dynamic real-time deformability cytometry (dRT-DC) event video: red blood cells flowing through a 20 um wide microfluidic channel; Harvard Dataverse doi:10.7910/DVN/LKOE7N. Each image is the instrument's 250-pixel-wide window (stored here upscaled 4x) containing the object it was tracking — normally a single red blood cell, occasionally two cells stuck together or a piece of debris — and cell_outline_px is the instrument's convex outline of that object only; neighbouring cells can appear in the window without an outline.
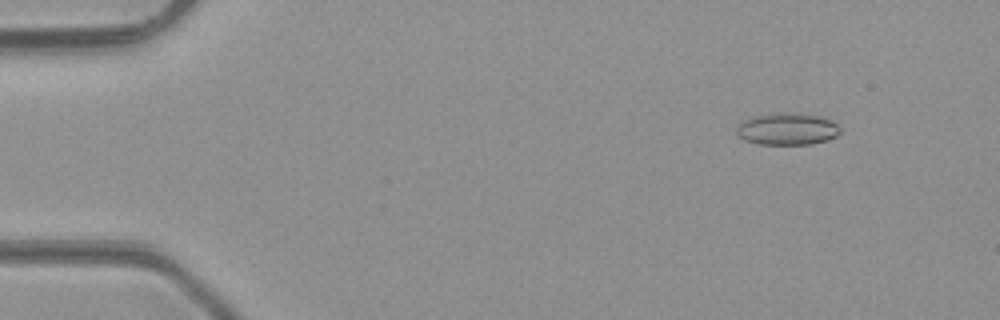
{"species": "common noctule bat (a hibernating species)", "species_latin": "Nyctalus noctula", "temperature_condition": "room temperature", "stored_images_in_passage": 49, "camera_frame_rate_fps": 3000, "um_per_image_px": 0.085, "animal": {"sex": "male", "body_mass_g": 23.1, "forearm_length_mm": 52.7}, "frame": {"image": 1, "passage_image": 6, "time_ms": 1.667, "image_size_px": [1000, 320], "cell_outline_px": [[840, 132], [836, 136], [828, 140], [812, 144], [760, 144], [744, 140], [736, 132], [736, 124], [752, 116], [820, 116], [832, 120], [840, 128]], "centroid_in_image_um": [66.91, 11.03], "position_along_channel_um": 18.1, "area_um2": 18.38}}
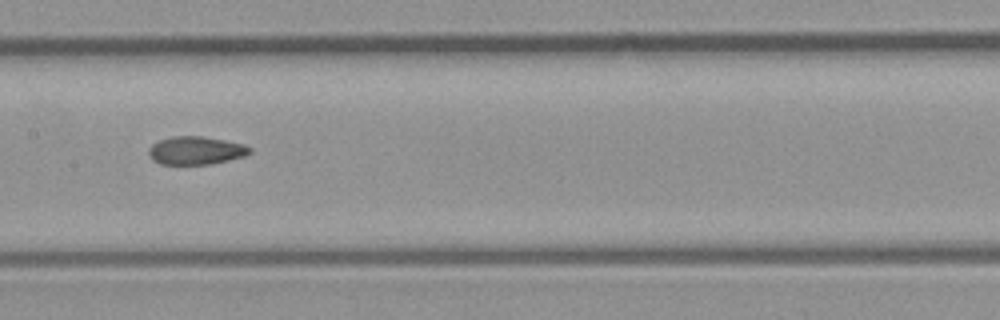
{"frame": {"image": 2, "passage_image": 25, "time_ms": 8.0, "image_size_px": [1000, 320], "cell_outline_px": [[252, 152], [244, 156], [212, 164], [160, 164], [152, 160], [148, 152], [148, 148], [152, 144], [160, 140], [172, 136], [200, 136], [224, 140], [244, 144], [252, 148]], "centroid_in_image_um": [16.64, 12.79], "position_along_channel_um": 190.8, "area_um2": 16.59}}
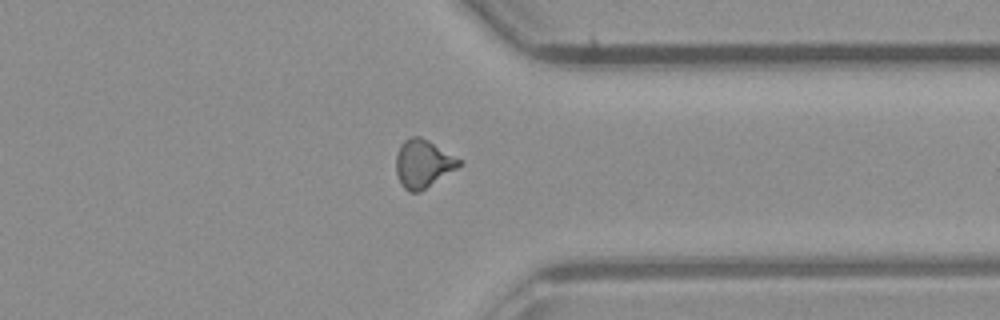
{"frame": {"image": 3, "passage_image": 38, "time_ms": 12.333, "image_size_px": [1000, 320], "cell_outline_px": [[460, 164], [456, 168], [420, 192], [408, 192], [400, 184], [396, 172], [396, 156], [400, 144], [408, 136], [420, 136], [428, 140], [460, 160]], "centroid_in_image_um": [35.89, 13.91], "position_along_channel_um": 375.5, "area_um2": 17.4}, "authors_computed_cell_mechanics": {"area_um2": 17.34, "velocity_mm_per_s": 4.3494, "shape_relaxation_time_tau1_ms": null, "shape_relaxation_time_tau2_ms": 2.9375, "deformation_change_tau1": null, "deformation_change_tau2": 0.0969}}